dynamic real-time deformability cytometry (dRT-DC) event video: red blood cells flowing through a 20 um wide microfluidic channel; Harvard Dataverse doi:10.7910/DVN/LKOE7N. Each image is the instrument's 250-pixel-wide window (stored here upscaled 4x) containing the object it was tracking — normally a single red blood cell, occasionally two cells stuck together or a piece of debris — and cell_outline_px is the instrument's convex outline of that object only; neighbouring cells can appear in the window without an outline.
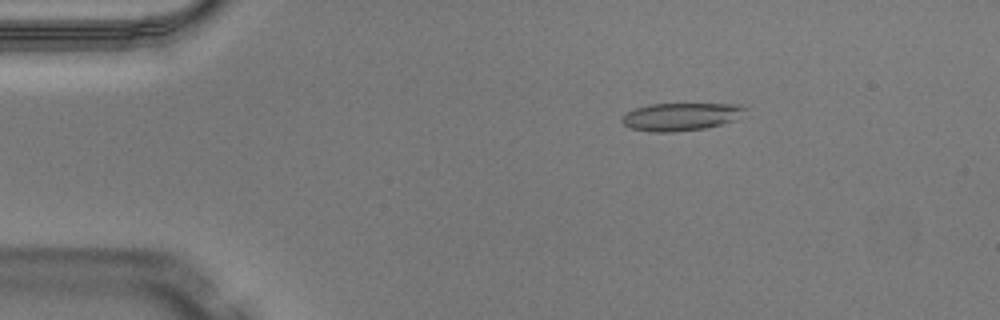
{"species": "Egyptian fruit bat (a non-hibernating species)", "species_latin": "Rousettus aegyptiacus", "temperature_condition": "warm", "stored_images_in_passage": 49, "camera_frame_rate_fps": 3000, "um_per_image_px": 0.085, "animal": {"sex": "male"}, "frame": {"image": 1, "passage_image": 8, "time_ms": 2.333, "image_size_px": [1000, 320], "cell_outline_px": [[748, 108], [732, 120], [720, 124], [704, 128], [672, 132], [648, 132], [628, 128], [620, 120], [620, 116], [636, 108], [648, 104], [740, 104]], "centroid_in_image_um": [57.78, 9.92], "position_along_channel_um": 27.2, "area_um2": 19.83}}
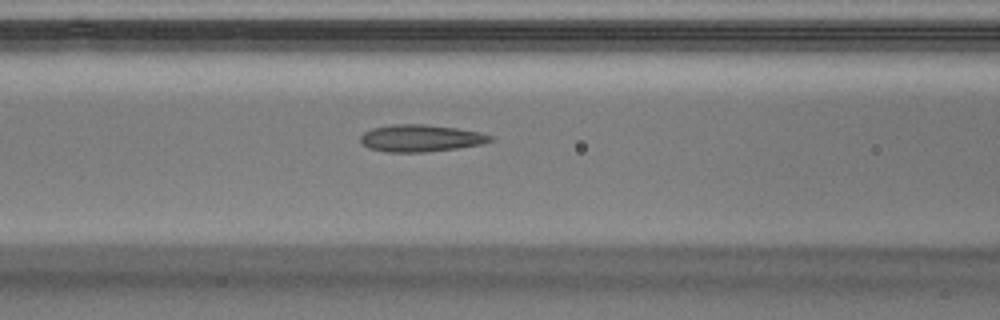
{"frame": {"image": 2, "passage_image": 20, "time_ms": 6.333, "image_size_px": [1000, 320], "cell_outline_px": [[496, 140], [484, 144], [456, 148], [424, 152], [384, 152], [368, 148], [360, 140], [360, 136], [364, 132], [372, 128], [392, 124], [424, 124], [456, 128], [480, 132], [492, 136]], "centroid_in_image_um": [35.77, 11.74], "position_along_channel_um": 130.8, "area_um2": 20.58}}
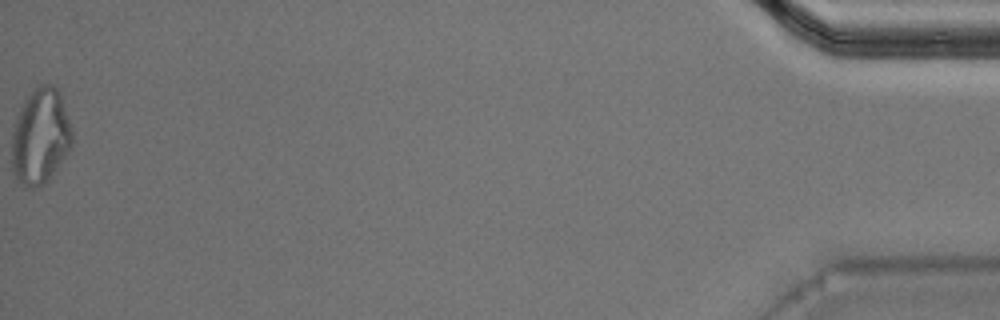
{"frame": {"image": 3, "passage_image": 49, "time_ms": 16.0, "image_size_px": [1000, 320], "cell_outline_px": [[72, 144], [68, 152], [44, 184], [36, 188], [32, 188], [16, 180], [12, 172], [12, 132], [20, 108], [24, 100], [40, 84], [52, 84], [60, 92], [72, 128]], "centroid_in_image_um": [3.43, 11.59], "position_along_channel_um": 431.8, "area_um2": 33.47}, "authors_computed_cell_mechanics": {"area_um2": 20.5768, "velocity_mm_per_s": 4.1305, "shape_relaxation_time_tau1_ms": null, "shape_relaxation_time_tau2_ms": 2.1369, "deformation_change_tau1": null, "deformation_change_tau2": 0.1056}}